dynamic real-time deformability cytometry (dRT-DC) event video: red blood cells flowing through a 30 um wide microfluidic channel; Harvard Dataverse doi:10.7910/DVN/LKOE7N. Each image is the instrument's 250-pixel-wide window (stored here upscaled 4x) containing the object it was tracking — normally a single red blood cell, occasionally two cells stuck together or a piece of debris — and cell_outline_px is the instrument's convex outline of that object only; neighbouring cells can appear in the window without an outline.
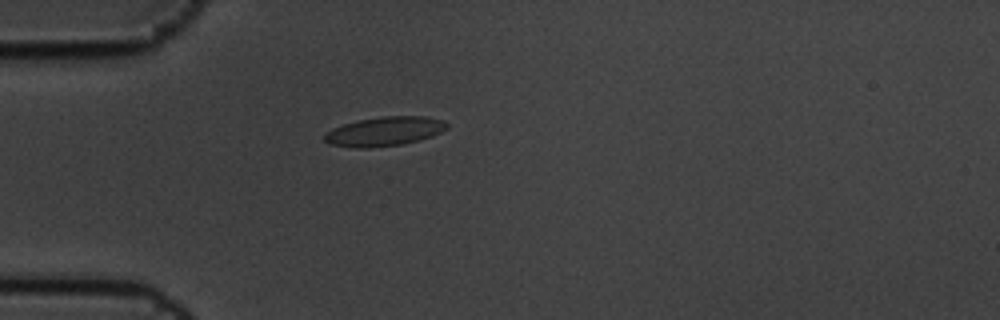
{"species": "common noctule bat (a hibernating species)", "species_latin": "Nyctalus noctula", "temperature_condition": "cold", "stored_images_in_passage": 1, "camera_frame_rate_fps": 3000, "um_per_image_px": 0.085, "animal": {"sex": "male", "body_mass_g": 19.5, "forearm_length_mm": 54.6}, "frame": {"image": 1, "passage_image": 1, "time_ms": 0.0, "image_size_px": [1000, 320], "cell_outline_px": [[448, 128], [432, 136], [420, 140], [400, 144], [368, 148], [356, 148], [332, 144], [324, 140], [324, 136], [332, 128], [344, 124], [360, 120], [380, 116], [424, 116], [444, 120], [448, 124]], "centroid_in_image_um": [32.72, 11.16], "position_along_channel_um": 52.3, "area_um2": 20.69}}